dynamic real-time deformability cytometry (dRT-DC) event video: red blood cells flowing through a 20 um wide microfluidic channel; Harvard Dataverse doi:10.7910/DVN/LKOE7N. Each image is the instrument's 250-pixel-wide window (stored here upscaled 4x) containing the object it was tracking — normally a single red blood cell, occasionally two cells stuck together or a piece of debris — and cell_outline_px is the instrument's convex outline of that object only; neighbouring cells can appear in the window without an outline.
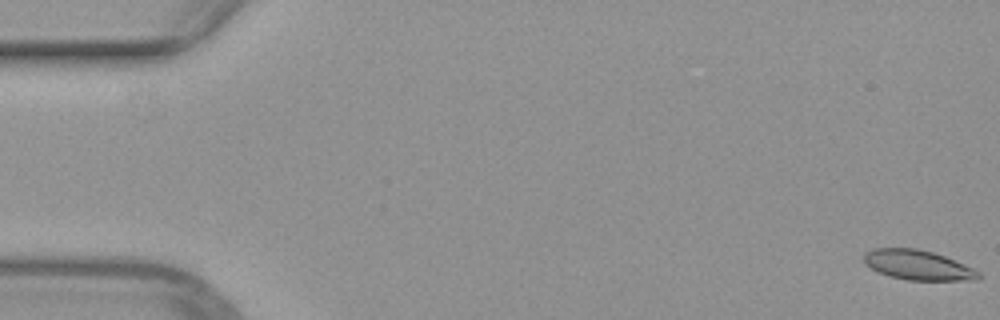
{"species": "common noctule bat (a hibernating species)", "species_latin": "Nyctalus noctula", "temperature_condition": "warm", "stored_images_in_passage": 51, "camera_frame_rate_fps": 3000, "um_per_image_px": 0.085, "animal": {"sex": "female", "body_mass_g": 29.2, "forearm_length_mm": 56.3}, "frame": {"image": 1, "passage_image": 1, "time_ms": 0.0, "image_size_px": [1000, 320], "cell_outline_px": [[984, 276], [980, 280], [908, 280], [888, 276], [876, 272], [864, 264], [864, 252], [872, 248], [916, 248], [932, 252], [944, 256], [964, 264], [980, 272]], "centroid_in_image_um": [78.0, 22.54], "position_along_channel_um": 7.0, "area_um2": 20.17}}
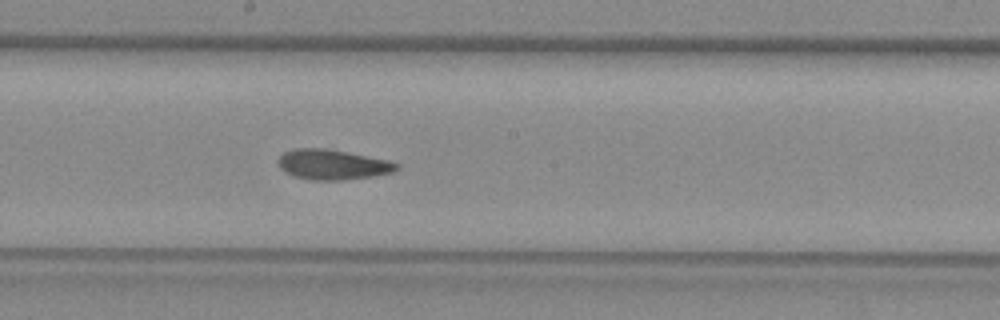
{"frame": {"image": 2, "passage_image": 28, "time_ms": 9.0, "image_size_px": [1000, 320], "cell_outline_px": [[400, 168], [396, 172], [372, 176], [344, 180], [312, 180], [296, 176], [280, 168], [276, 164], [276, 160], [284, 152], [292, 148], [328, 148], [388, 160], [400, 164]], "centroid_in_image_um": [28.29, 13.98], "position_along_channel_um": 219.9, "area_um2": 20.98}}
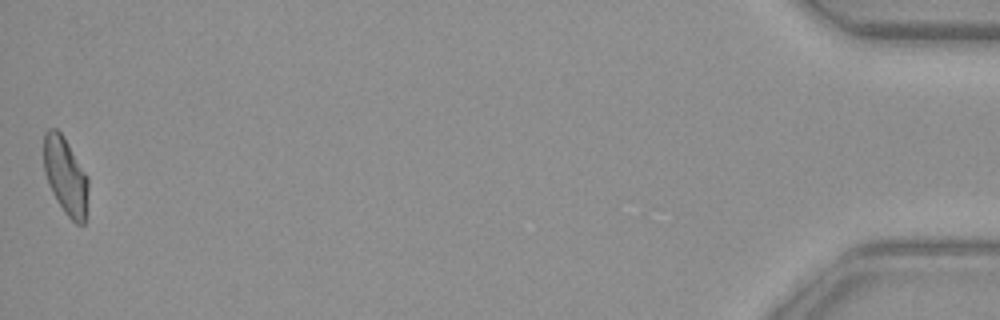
{"frame": {"image": 3, "passage_image": 51, "time_ms": 16.667, "image_size_px": [1000, 320], "cell_outline_px": [[88, 188], [84, 224], [76, 224], [64, 212], [56, 200], [48, 184], [44, 172], [44, 132], [48, 128], [56, 128], [60, 132], [88, 176]], "centroid_in_image_um": [5.55, 14.96], "position_along_channel_um": 429.6, "area_um2": 19.88}}